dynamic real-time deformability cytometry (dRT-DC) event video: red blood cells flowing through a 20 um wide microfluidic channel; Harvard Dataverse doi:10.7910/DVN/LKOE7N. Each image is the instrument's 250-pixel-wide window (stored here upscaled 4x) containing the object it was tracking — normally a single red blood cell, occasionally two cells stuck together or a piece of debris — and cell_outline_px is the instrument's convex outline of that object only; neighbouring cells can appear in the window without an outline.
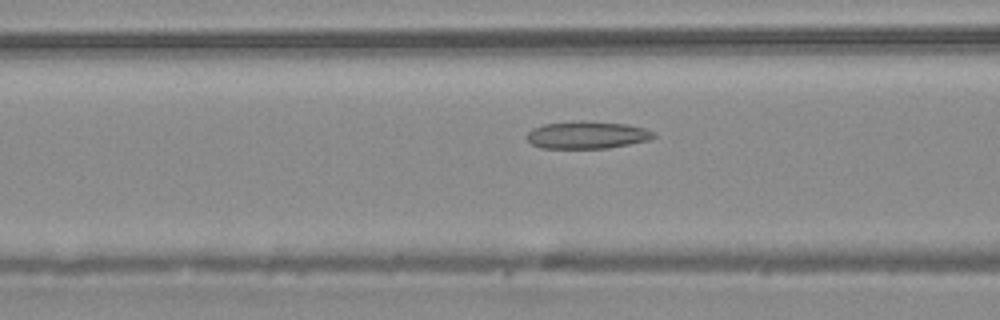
{"species": "common noctule bat (a hibernating species)", "species_latin": "Nyctalus noctula", "temperature_condition": "warm", "stored_images_in_passage": 50, "camera_frame_rate_fps": 3000, "um_per_image_px": 0.085, "animal": {"sex": "male", "body_mass_g": 20.4}, "frame": {"image": 1, "passage_image": 20, "time_ms": 6.333, "image_size_px": [1000, 320], "cell_outline_px": [[656, 136], [648, 140], [608, 148], [540, 148], [532, 144], [524, 136], [532, 128], [544, 124], [624, 124], [644, 128], [656, 132]], "centroid_in_image_um": [49.89, 11.53], "position_along_channel_um": 116.7, "area_um2": 19.13}}
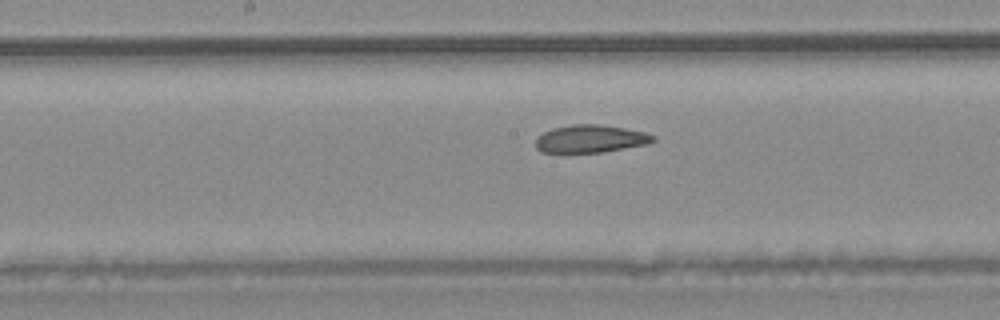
{"frame": {"image": 2, "passage_image": 26, "time_ms": 8.333, "image_size_px": [1000, 320], "cell_outline_px": [[656, 140], [648, 144], [600, 152], [540, 152], [536, 148], [536, 136], [552, 128], [572, 124], [600, 124], [624, 128], [644, 132], [656, 136]], "centroid_in_image_um": [50.18, 11.79], "position_along_channel_um": 198.0, "area_um2": 18.96}}
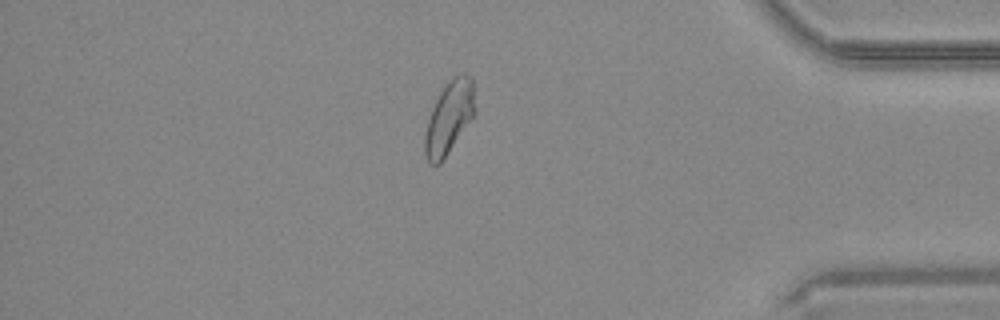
{"frame": {"image": 3, "passage_image": 43, "time_ms": 14.0, "image_size_px": [1000, 320], "cell_outline_px": [[476, 112], [440, 164], [428, 164], [424, 152], [424, 136], [428, 120], [432, 108], [440, 92], [456, 76], [464, 72], [472, 76], [476, 108]], "centroid_in_image_um": [38.19, 10.0], "position_along_channel_um": 397.0, "area_um2": 20.98}, "authors_computed_cell_mechanics": {"area_um2": 21.6172, "velocity_mm_per_s": 4.0731, "shape_relaxation_time_tau1_ms": null, "shape_relaxation_time_tau2_ms": 3.1751, "deformation_change_tau1": null, "deformation_change_tau2": 0.0887}}